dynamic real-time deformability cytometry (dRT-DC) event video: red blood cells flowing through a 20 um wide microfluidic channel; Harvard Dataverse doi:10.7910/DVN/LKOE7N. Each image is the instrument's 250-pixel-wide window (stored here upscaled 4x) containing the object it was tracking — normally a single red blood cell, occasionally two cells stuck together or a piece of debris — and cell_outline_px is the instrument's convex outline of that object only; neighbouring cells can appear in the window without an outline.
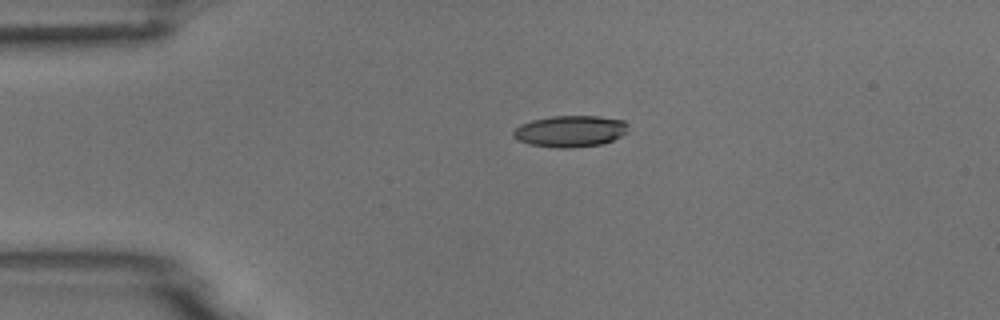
{"species": "common noctule bat (a hibernating species)", "species_latin": "Nyctalus noctula", "temperature_condition": "room temperature", "stored_images_in_passage": 2, "camera_frame_rate_fps": 3000, "um_per_image_px": 0.085, "animal": {"sex": "male", "body_mass_g": 18.8}, "frame": {"image": 1, "passage_image": 1, "time_ms": 0.0, "image_size_px": [1000, 320], "cell_outline_px": [[628, 132], [612, 140], [600, 144], [572, 148], [556, 148], [528, 144], [512, 136], [512, 132], [520, 124], [532, 120], [552, 116], [600, 116], [624, 120], [628, 124]], "centroid_in_image_um": [48.48, 11.15], "position_along_channel_um": 36.5, "area_um2": 21.15}}